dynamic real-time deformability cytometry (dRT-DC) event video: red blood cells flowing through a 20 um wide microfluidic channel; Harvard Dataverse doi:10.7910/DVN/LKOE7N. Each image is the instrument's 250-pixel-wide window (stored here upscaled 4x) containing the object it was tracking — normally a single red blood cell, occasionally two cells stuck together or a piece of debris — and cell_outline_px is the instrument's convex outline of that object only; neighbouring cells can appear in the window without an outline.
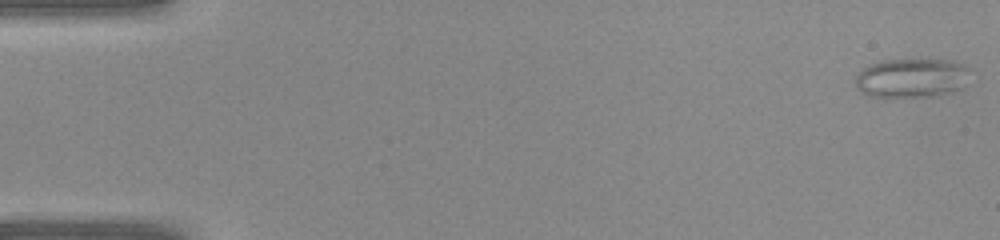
{"species": "common noctule bat (a hibernating species)", "species_latin": "Nyctalus noctula", "temperature_condition": "warm", "stored_images_in_passage": 41, "camera_frame_rate_fps": 3000, "um_per_image_px": 0.085, "animal": {"sex": "female", "body_mass_g": 22.0, "forearm_length_mm": 56.7}, "frame": {"image": 1, "passage_image": 1, "time_ms": 0.0, "image_size_px": [1000, 240], "cell_outline_px": [[968, 68], [956, 88], [932, 96], [884, 100], [860, 92], [856, 88], [856, 76], [864, 68], [880, 60], [952, 60], [964, 64]], "centroid_in_image_um": [77.31, 6.66], "position_along_channel_um": 7.7, "area_um2": 25.89}}
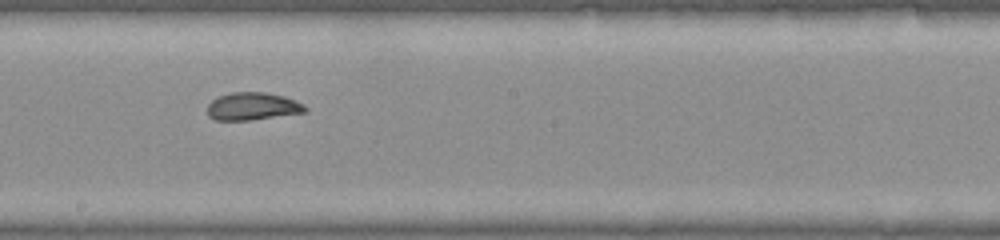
{"frame": {"image": 2, "passage_image": 23, "time_ms": 7.333, "image_size_px": [1000, 240], "cell_outline_px": [[308, 112], [248, 120], [216, 120], [208, 116], [208, 104], [212, 100], [220, 96], [232, 92], [264, 92], [284, 96], [304, 104], [308, 108]], "centroid_in_image_um": [21.49, 9.04], "position_along_channel_um": 226.7, "area_um2": 15.72}}
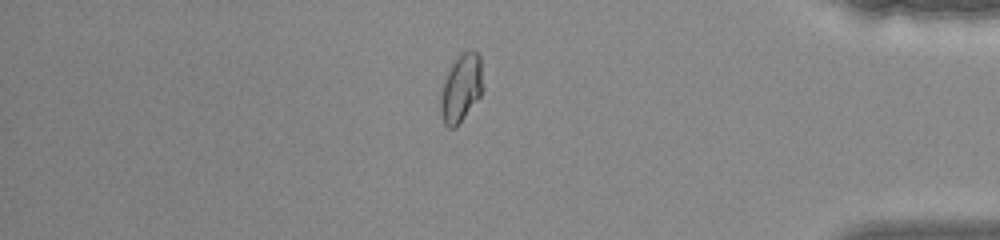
{"frame": {"image": 3, "passage_image": 35, "time_ms": 11.333, "image_size_px": [1000, 240], "cell_outline_px": [[484, 88], [480, 96], [456, 128], [448, 128], [444, 124], [440, 116], [440, 96], [444, 80], [452, 64], [468, 48], [472, 48], [480, 56]], "centroid_in_image_um": [39.2, 7.51], "position_along_channel_um": 396.0, "area_um2": 16.94}}